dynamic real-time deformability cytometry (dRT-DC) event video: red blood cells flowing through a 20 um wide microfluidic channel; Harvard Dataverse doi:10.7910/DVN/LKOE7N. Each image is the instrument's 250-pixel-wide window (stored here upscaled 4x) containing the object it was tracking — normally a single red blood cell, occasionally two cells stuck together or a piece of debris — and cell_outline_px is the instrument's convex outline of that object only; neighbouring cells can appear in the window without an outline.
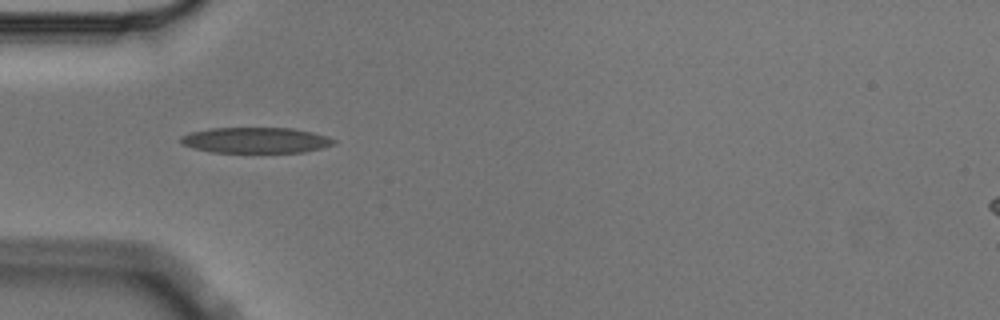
{"species": "Egyptian fruit bat (a non-hibernating species)", "species_latin": "Rousettus aegyptiacus", "temperature_condition": "cold", "stored_images_in_passage": 6, "camera_frame_rate_fps": 3000, "um_per_image_px": 0.085, "animal": {"sex": "male"}, "frame": {"image": 1, "passage_image": 5, "time_ms": 1.333, "image_size_px": [1000, 320], "cell_outline_px": [[336, 144], [324, 148], [304, 152], [212, 152], [180, 144], [180, 136], [192, 132], [212, 128], [292, 128], [312, 132], [328, 136], [336, 140]], "centroid_in_image_um": [21.79, 11.92], "position_along_channel_um": 63.2, "area_um2": 22.95}}
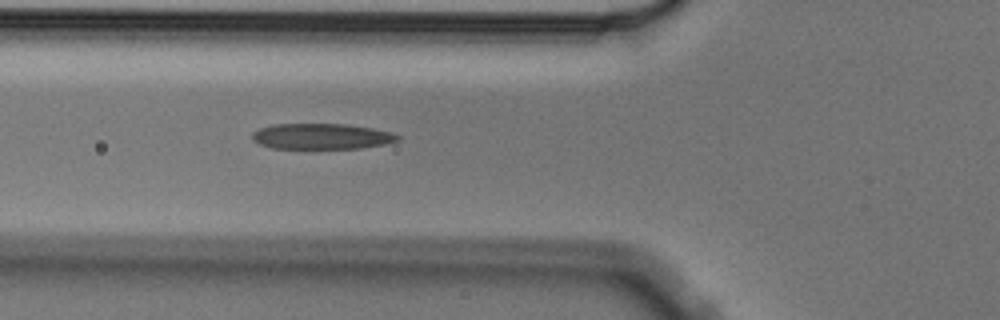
{"frame": {"image": 2, "passage_image": 6, "time_ms": 1.667, "image_size_px": [1000, 320], "cell_outline_px": [[400, 140], [384, 144], [360, 148], [272, 148], [260, 144], [252, 140], [252, 132], [260, 128], [272, 124], [348, 124], [372, 128], [392, 132], [400, 136]], "centroid_in_image_um": [27.33, 11.58], "position_along_channel_um": 98.5, "area_um2": 21.79}}